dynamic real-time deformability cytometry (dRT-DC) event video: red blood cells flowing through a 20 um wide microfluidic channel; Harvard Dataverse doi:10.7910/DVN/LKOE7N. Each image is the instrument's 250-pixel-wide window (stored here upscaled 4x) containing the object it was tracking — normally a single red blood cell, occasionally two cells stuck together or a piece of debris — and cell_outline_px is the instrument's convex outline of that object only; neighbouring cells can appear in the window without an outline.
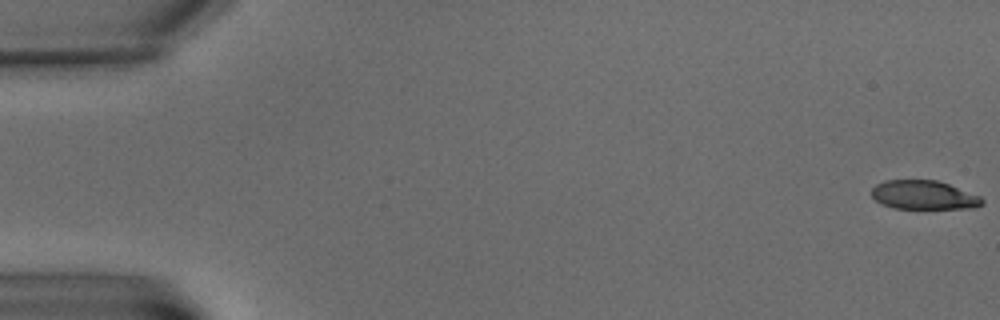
{"species": "common noctule bat (a hibernating species)", "species_latin": "Nyctalus noctula", "temperature_condition": "warm", "stored_images_in_passage": 7, "camera_frame_rate_fps": 3000, "um_per_image_px": 0.085, "animal": {"sex": "male", "body_mass_g": 15.6}, "frame": {"image": 1, "passage_image": 1, "time_ms": 0.0, "image_size_px": [1000, 320], "cell_outline_px": [[984, 204], [976, 208], [892, 208], [880, 204], [872, 196], [872, 188], [876, 184], [884, 180], [936, 180], [948, 184], [980, 196], [984, 200]], "centroid_in_image_um": [78.51, 16.58], "position_along_channel_um": 6.5, "area_um2": 18.61}}
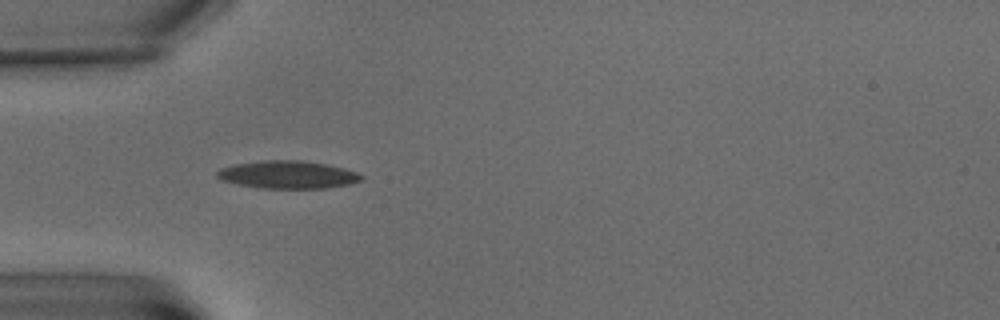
{"frame": {"image": 2, "passage_image": 6, "time_ms": 7.333, "image_size_px": [1000, 320], "cell_outline_px": [[364, 176], [360, 180], [348, 184], [328, 188], [260, 188], [236, 184], [220, 180], [216, 176], [216, 172], [220, 168], [236, 164], [264, 160], [304, 160], [328, 164], [344, 168], [356, 172]], "centroid_in_image_um": [24.44, 14.84], "position_along_channel_um": 60.6, "area_um2": 23.41}}